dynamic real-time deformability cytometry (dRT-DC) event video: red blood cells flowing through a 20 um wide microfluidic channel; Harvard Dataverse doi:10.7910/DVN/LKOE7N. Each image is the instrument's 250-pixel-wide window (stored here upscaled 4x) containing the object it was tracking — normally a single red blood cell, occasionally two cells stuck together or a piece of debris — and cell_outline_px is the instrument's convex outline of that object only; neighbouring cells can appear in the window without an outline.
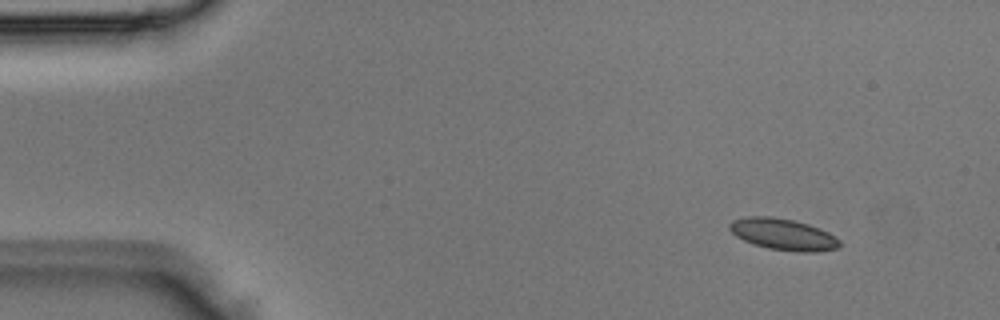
{"species": "Egyptian fruit bat (a non-hibernating species)", "species_latin": "Rousettus aegyptiacus", "temperature_condition": "room temperature", "stored_images_in_passage": 3, "camera_frame_rate_fps": 3000, "um_per_image_px": 0.085, "animal": {"sex": "male"}, "frame": {"image": 1, "passage_image": 1, "time_ms": 0.0, "image_size_px": [1000, 320], "cell_outline_px": [[840, 248], [816, 252], [800, 252], [768, 248], [752, 244], [736, 236], [728, 228], [728, 224], [732, 220], [748, 216], [772, 216], [792, 220], [808, 224], [820, 228], [828, 232], [840, 240]], "centroid_in_image_um": [66.56, 19.92], "position_along_channel_um": 18.4, "area_um2": 20.29}}
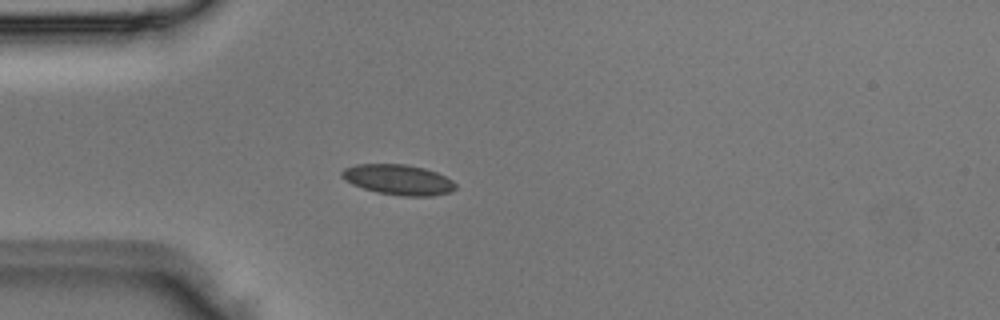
{"frame": {"image": 2, "passage_image": 3, "time_ms": 0.667, "image_size_px": [1000, 320], "cell_outline_px": [[456, 188], [452, 192], [432, 196], [404, 196], [376, 192], [352, 184], [344, 180], [340, 176], [340, 172], [344, 168], [356, 164], [404, 164], [424, 168], [436, 172], [452, 180], [456, 184]], "centroid_in_image_um": [33.84, 15.27], "position_along_channel_um": 51.2, "area_um2": 20.17}}